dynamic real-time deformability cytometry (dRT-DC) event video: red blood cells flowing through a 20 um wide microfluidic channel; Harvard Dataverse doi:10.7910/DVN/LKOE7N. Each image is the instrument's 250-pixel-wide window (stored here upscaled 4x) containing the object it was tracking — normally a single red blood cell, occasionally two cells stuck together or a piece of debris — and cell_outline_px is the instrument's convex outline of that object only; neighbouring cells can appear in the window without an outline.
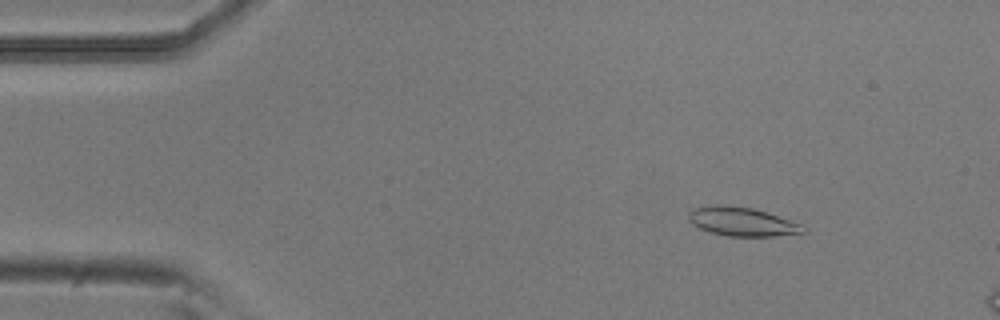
{"species": "common noctule bat (a hibernating species)", "species_latin": "Nyctalus noctula", "temperature_condition": "room temperature", "stored_images_in_passage": 14, "camera_frame_rate_fps": 3000, "um_per_image_px": 0.085, "animal": {"sex": "male", "body_mass_g": 20.5, "forearm_length_mm": 52.5}, "frame": {"image": 1, "passage_image": 7, "time_ms": 2.0, "image_size_px": [1000, 320], "cell_outline_px": [[808, 232], [776, 236], [728, 236], [708, 232], [692, 224], [688, 220], [688, 212], [692, 208], [716, 204], [752, 208], [768, 212], [804, 224]], "centroid_in_image_um": [63.1, 18.84], "position_along_channel_um": 21.9, "area_um2": 19.59}}